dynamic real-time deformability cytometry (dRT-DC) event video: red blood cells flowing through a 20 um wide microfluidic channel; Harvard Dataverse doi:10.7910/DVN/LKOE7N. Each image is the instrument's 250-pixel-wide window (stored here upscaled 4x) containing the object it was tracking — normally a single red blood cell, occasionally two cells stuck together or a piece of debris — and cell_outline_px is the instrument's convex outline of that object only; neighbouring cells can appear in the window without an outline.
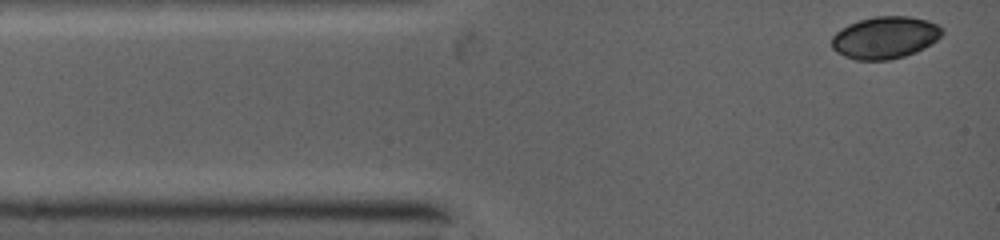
{"species": "common noctule bat (a hibernating species)", "species_latin": "Nyctalus noctula", "temperature_condition": "warm", "stored_images_in_passage": 24, "camera_frame_rate_fps": 5000, "um_per_image_px": 0.085, "animal": {"sex": "female", "body_mass_g": 19.0, "forearm_length_mm": 53.3}, "frame": {"image": 1, "passage_image": 1, "time_ms": 0.0, "image_size_px": [1000, 240], "cell_outline_px": [[944, 32], [936, 40], [916, 52], [904, 56], [888, 60], [856, 60], [844, 56], [836, 52], [832, 48], [832, 36], [836, 32], [860, 20], [876, 16], [908, 16], [924, 20], [936, 24]], "centroid_in_image_um": [75.21, 3.21], "position_along_channel_um": 9.8, "area_um2": 26.7}}
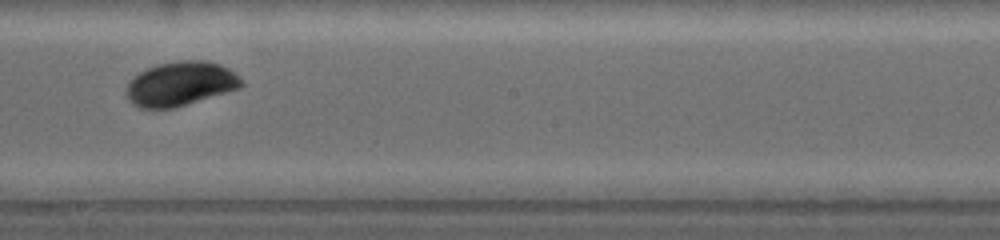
{"frame": {"image": 2, "passage_image": 14, "time_ms": 6.2, "image_size_px": [1000, 240], "cell_outline_px": [[244, 84], [240, 88], [184, 104], [168, 108], [140, 108], [128, 96], [128, 84], [140, 72], [148, 68], [160, 64], [176, 60], [204, 60], [220, 64], [228, 68]], "centroid_in_image_um": [15.37, 7.09], "position_along_channel_um": 232.8, "area_um2": 28.67}}
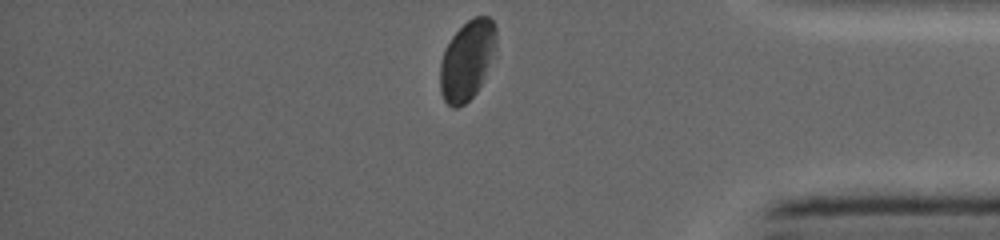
{"frame": {"image": 3, "passage_image": 24, "time_ms": 10.4, "image_size_px": [1000, 240], "cell_outline_px": [[496, 44], [480, 84], [476, 92], [464, 104], [456, 108], [452, 108], [444, 100], [440, 92], [440, 64], [444, 52], [452, 36], [468, 20], [476, 16], [488, 16], [492, 20], [496, 28]], "centroid_in_image_um": [39.68, 5.12], "position_along_channel_um": 395.5, "area_um2": 25.37}}